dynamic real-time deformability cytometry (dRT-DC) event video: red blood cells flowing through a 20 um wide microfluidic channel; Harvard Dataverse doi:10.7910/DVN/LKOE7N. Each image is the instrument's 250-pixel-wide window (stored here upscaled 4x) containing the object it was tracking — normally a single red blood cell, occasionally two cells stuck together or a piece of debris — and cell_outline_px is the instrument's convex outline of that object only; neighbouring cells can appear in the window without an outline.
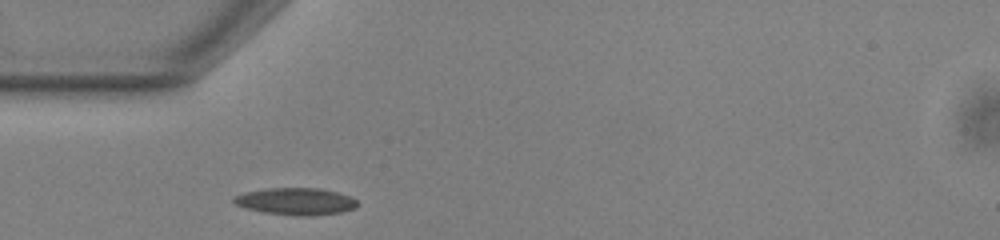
{"species": "common noctule bat (a hibernating species)", "species_latin": "Nyctalus noctula", "temperature_condition": "warm", "stored_images_in_passage": 40, "camera_frame_rate_fps": 3000, "um_per_image_px": 0.085, "animal": {"sex": "male", "body_mass_g": 13.0, "forearm_length_mm": 53.1}, "frame": {"image": 1, "passage_image": 3, "time_ms": 0.667, "image_size_px": [1000, 240], "cell_outline_px": [[356, 208], [340, 212], [308, 216], [296, 216], [264, 212], [244, 208], [236, 204], [232, 200], [236, 196], [244, 192], [264, 188], [316, 188], [340, 192], [352, 196], [356, 200]], "centroid_in_image_um": [25.15, 17.11], "position_along_channel_um": 59.9, "area_um2": 19.54}}
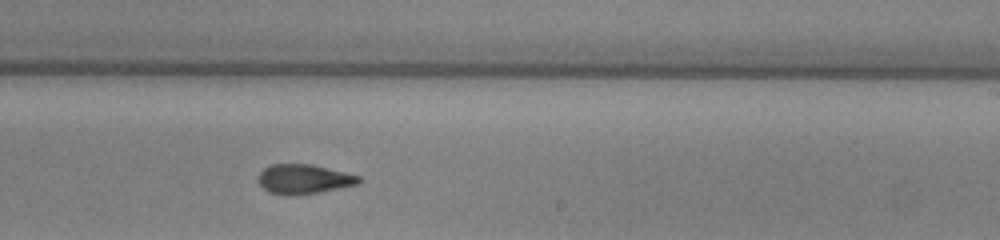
{"frame": {"image": 2, "passage_image": 19, "time_ms": 6.0, "image_size_px": [1000, 240], "cell_outline_px": [[364, 180], [360, 184], [320, 192], [288, 196], [284, 196], [268, 192], [260, 184], [260, 172], [264, 168], [272, 164], [312, 164], [360, 176]], "centroid_in_image_um": [25.87, 15.23], "position_along_channel_um": 263.1, "area_um2": 17.4}}
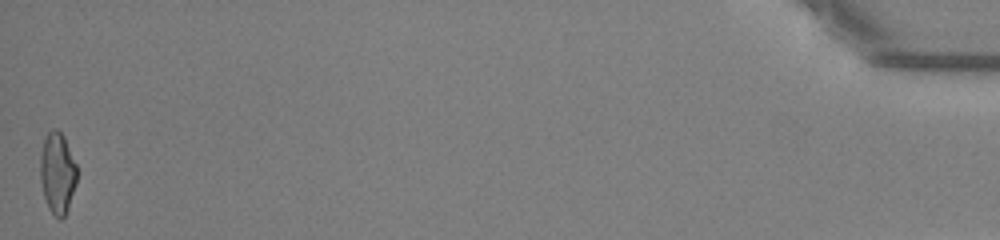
{"frame": {"image": 3, "passage_image": 40, "time_ms": 13.0, "image_size_px": [1000, 240], "cell_outline_px": [[76, 184], [68, 208], [64, 216], [60, 220], [48, 208], [44, 196], [40, 180], [40, 156], [44, 140], [48, 132], [56, 128], [64, 136], [76, 164]], "centroid_in_image_um": [4.88, 14.71], "position_along_channel_um": 430.3, "area_um2": 17.22}, "authors_computed_cell_mechanics": {"area_um2": 17.6579, "velocity_mm_per_s": 3.8548, "shape_relaxation_time_tau1_ms": null, "shape_relaxation_time_tau2_ms": 2.5957, "deformation_change_tau1": null, "deformation_change_tau2": 0.1161}}